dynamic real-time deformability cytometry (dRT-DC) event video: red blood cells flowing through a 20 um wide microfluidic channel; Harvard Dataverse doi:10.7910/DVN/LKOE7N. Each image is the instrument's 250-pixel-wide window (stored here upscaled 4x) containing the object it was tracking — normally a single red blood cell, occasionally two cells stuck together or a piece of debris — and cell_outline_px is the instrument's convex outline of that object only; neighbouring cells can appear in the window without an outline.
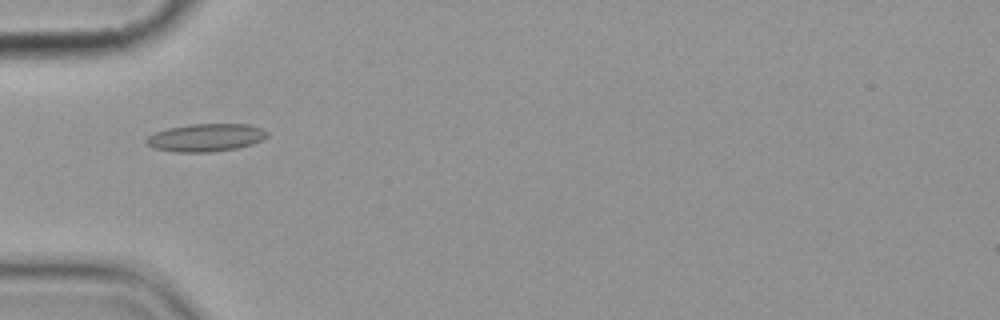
{"species": "common noctule bat (a hibernating species)", "species_latin": "Nyctalus noctula", "temperature_condition": "cold", "stored_images_in_passage": 11, "camera_frame_rate_fps": 3000, "um_per_image_px": 0.085, "animal": {"sex": "female", "body_mass_g": 19.9}, "frame": {"image": 1, "passage_image": 1, "time_ms": 0.0, "image_size_px": [1000, 320], "cell_outline_px": [[268, 136], [252, 144], [236, 148], [212, 152], [176, 152], [152, 148], [144, 144], [144, 140], [148, 136], [156, 132], [168, 128], [188, 124], [248, 124], [260, 128], [268, 132]], "centroid_in_image_um": [17.44, 11.7], "position_along_channel_um": 67.6, "area_um2": 19.65}}
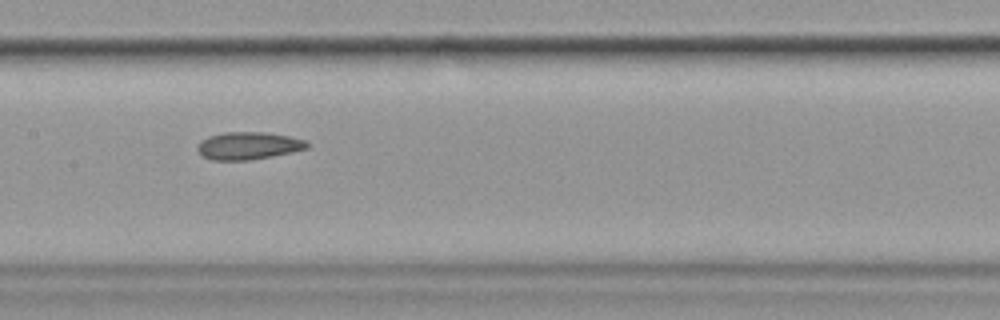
{"frame": {"image": 2, "passage_image": 4, "time_ms": 3.333, "image_size_px": [1000, 320], "cell_outline_px": [[312, 144], [308, 148], [292, 152], [272, 156], [248, 160], [212, 160], [204, 156], [196, 148], [200, 140], [208, 136], [224, 132], [268, 132], [288, 136], [304, 140]], "centroid_in_image_um": [21.12, 12.38], "position_along_channel_um": 186.3, "area_um2": 17.63}}
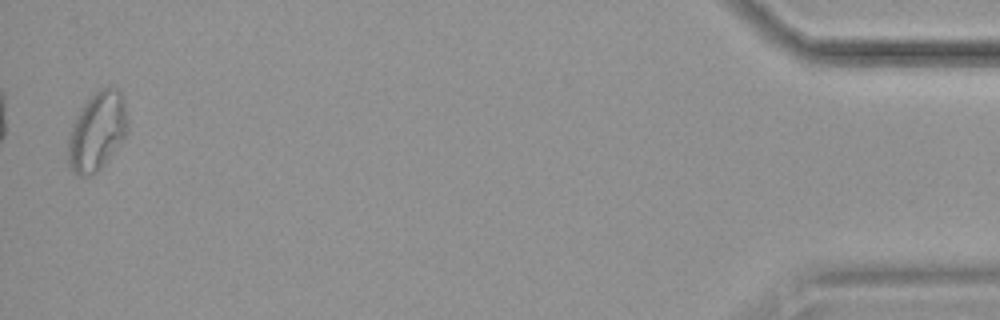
{"frame": {"image": 3, "passage_image": 11, "time_ms": 12.333, "image_size_px": [1000, 320], "cell_outline_px": [[128, 128], [124, 136], [100, 168], [96, 172], [88, 176], [80, 176], [72, 172], [68, 164], [68, 140], [72, 124], [80, 108], [100, 88], [120, 88], [128, 120]], "centroid_in_image_um": [8.23, 11.16], "position_along_channel_um": 427.0, "area_um2": 26.82}, "authors_computed_cell_mechanics": {"area_um2": 17.8024, "velocity_mm_per_s": 3.5995, "shape_relaxation_time_tau1_ms": 5.2541, "shape_relaxation_time_tau2_ms": 4.5721, "deformation_change_tau1": 0.1167, "deformation_change_tau2": 0.1041}}